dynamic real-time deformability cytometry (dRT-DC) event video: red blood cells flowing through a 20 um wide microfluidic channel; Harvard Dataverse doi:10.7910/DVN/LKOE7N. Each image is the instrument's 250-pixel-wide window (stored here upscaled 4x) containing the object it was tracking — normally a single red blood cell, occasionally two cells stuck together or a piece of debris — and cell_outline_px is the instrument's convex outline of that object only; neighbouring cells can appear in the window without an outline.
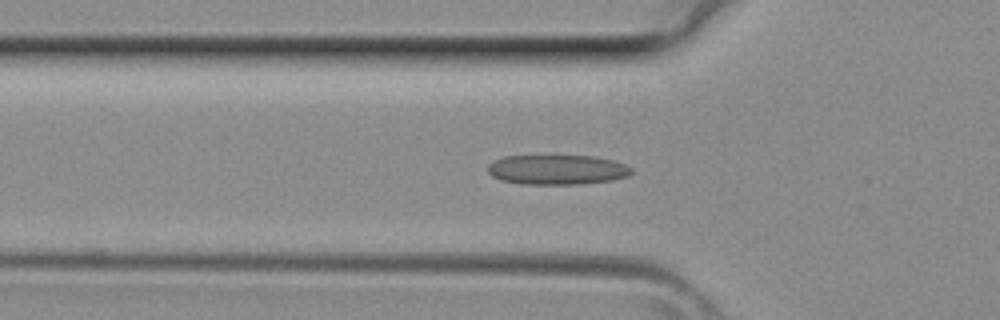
{"species": "common noctule bat (a hibernating species)", "species_latin": "Nyctalus noctula", "temperature_condition": "room temperature", "stored_images_in_passage": 38, "camera_frame_rate_fps": 3000, "um_per_image_px": 0.085, "animal": {"sex": "female", "body_mass_g": 29.2, "forearm_length_mm": 56.3}, "frame": {"image": 1, "passage_image": 12, "time_ms": 3.667, "image_size_px": [1000, 320], "cell_outline_px": [[632, 172], [628, 176], [612, 180], [584, 184], [524, 184], [500, 180], [492, 176], [488, 172], [488, 164], [492, 160], [504, 156], [592, 156], [612, 160], [624, 164], [632, 168]], "centroid_in_image_um": [47.33, 14.42], "position_along_channel_um": 78.5, "area_um2": 25.03}}
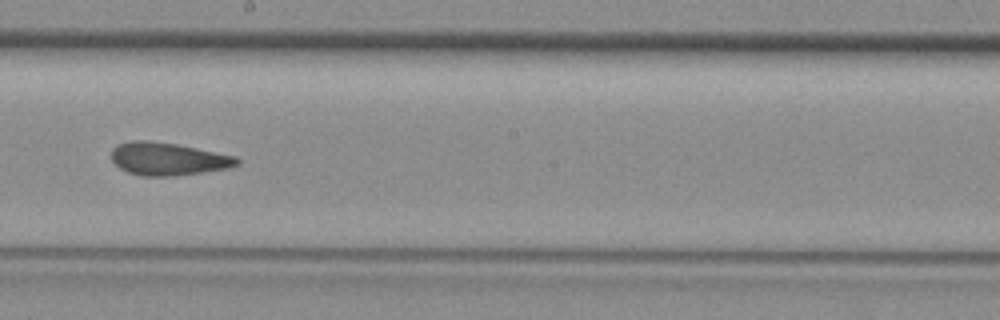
{"frame": {"image": 2, "passage_image": 21, "time_ms": 6.667, "image_size_px": [1000, 320], "cell_outline_px": [[240, 164], [228, 168], [172, 176], [140, 176], [128, 172], [120, 168], [112, 160], [112, 148], [116, 144], [128, 140], [148, 140], [176, 144], [236, 156], [240, 160]], "centroid_in_image_um": [14.25, 13.5], "position_along_channel_um": 234.0, "area_um2": 23.99}}
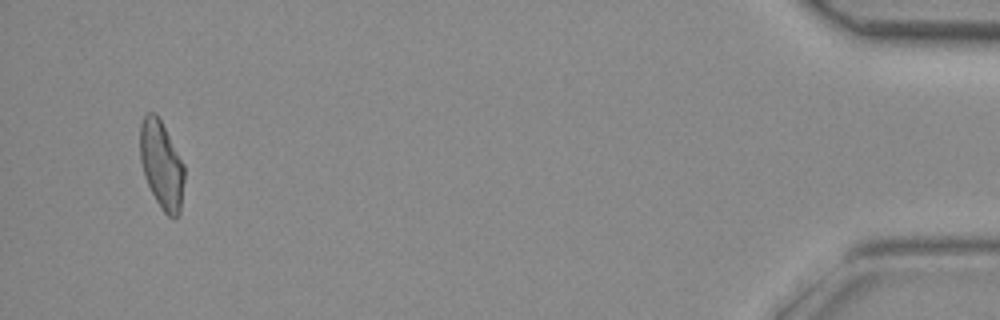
{"frame": {"image": 3, "passage_image": 37, "time_ms": 12.0, "image_size_px": [1000, 320], "cell_outline_px": [[184, 180], [180, 212], [172, 220], [160, 208], [144, 176], [140, 160], [140, 124], [144, 116], [148, 112], [156, 112], [184, 164]], "centroid_in_image_um": [13.72, 14.02], "position_along_channel_um": 421.5, "area_um2": 22.6}}